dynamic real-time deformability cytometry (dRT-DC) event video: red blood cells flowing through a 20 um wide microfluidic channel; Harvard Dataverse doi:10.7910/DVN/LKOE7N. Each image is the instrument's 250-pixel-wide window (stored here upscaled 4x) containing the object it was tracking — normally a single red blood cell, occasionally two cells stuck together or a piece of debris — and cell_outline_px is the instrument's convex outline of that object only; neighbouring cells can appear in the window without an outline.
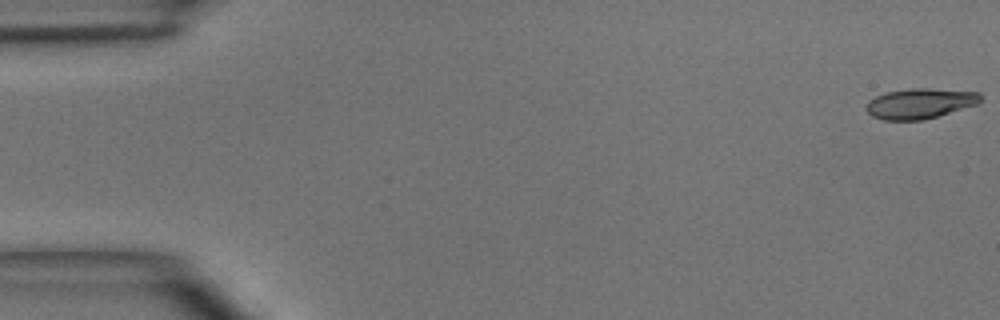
{"species": "common noctule bat (a hibernating species)", "species_latin": "Nyctalus noctula", "temperature_condition": "room temperature", "stored_images_in_passage": 4, "camera_frame_rate_fps": 3000, "um_per_image_px": 0.085, "animal": {"sex": "male", "body_mass_g": 15.6}, "frame": {"image": 1, "passage_image": 1, "time_ms": 0.0, "image_size_px": [1000, 320], "cell_outline_px": [[980, 100], [976, 104], [924, 120], [884, 120], [872, 116], [864, 108], [876, 96], [888, 92], [912, 88], [928, 88], [980, 92]], "centroid_in_image_um": [78.19, 8.8], "position_along_channel_um": 6.8, "area_um2": 19.83}}
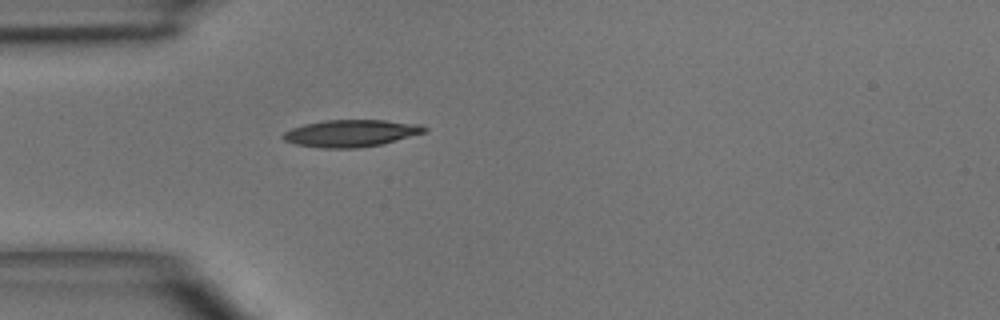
{"frame": {"image": 2, "passage_image": 4, "time_ms": 4.333, "image_size_px": [1000, 320], "cell_outline_px": [[428, 128], [424, 132], [384, 144], [356, 148], [324, 148], [296, 144], [284, 140], [280, 136], [284, 132], [292, 128], [304, 124], [324, 120], [384, 120], [420, 124]], "centroid_in_image_um": [29.82, 11.32], "position_along_channel_um": 55.2, "area_um2": 22.25}}